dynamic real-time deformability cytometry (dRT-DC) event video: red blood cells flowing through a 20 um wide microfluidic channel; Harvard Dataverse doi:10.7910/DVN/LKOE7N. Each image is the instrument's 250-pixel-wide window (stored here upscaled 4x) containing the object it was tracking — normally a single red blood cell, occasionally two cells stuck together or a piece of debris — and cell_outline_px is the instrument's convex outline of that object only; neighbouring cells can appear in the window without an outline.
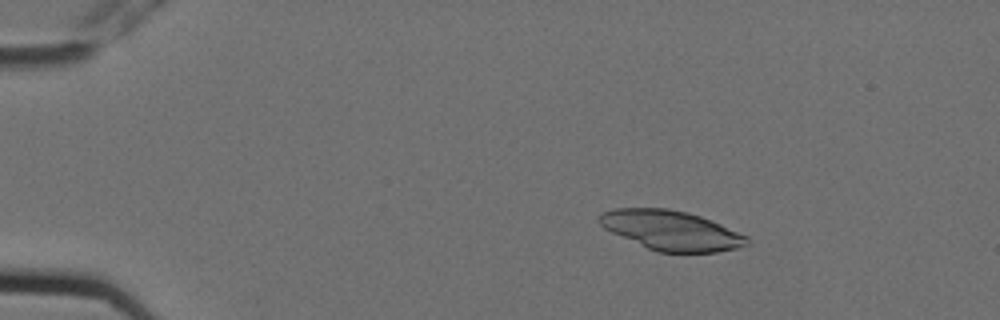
{"species": "Egyptian fruit bat (a non-hibernating species)", "species_latin": "Rousettus aegyptiacus", "temperature_condition": "cold", "stored_images_in_passage": 5, "camera_frame_rate_fps": 3000, "um_per_image_px": 0.085, "animal": {"sex": "female"}, "frame": {"image": 1, "passage_image": 3, "time_ms": 0.667, "image_size_px": [1000, 320], "cell_outline_px": [[752, 244], [740, 248], [716, 252], [656, 252], [612, 232], [604, 228], [596, 220], [596, 216], [600, 212], [612, 208], [668, 208], [688, 212], [712, 220], [748, 236], [752, 240]], "centroid_in_image_um": [57.07, 19.58], "position_along_channel_um": 27.9, "area_um2": 34.56}}